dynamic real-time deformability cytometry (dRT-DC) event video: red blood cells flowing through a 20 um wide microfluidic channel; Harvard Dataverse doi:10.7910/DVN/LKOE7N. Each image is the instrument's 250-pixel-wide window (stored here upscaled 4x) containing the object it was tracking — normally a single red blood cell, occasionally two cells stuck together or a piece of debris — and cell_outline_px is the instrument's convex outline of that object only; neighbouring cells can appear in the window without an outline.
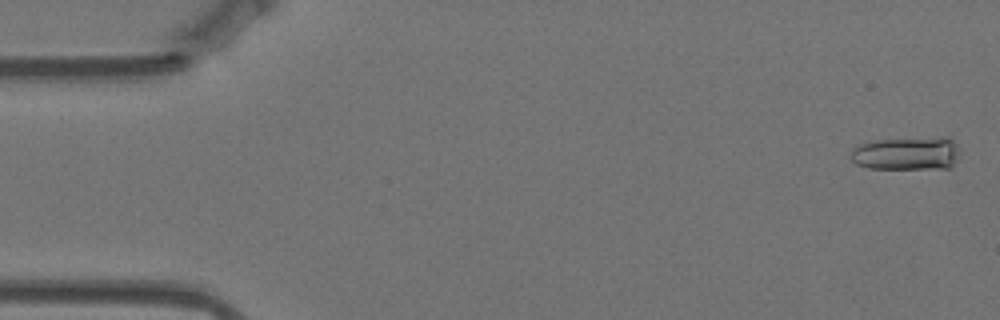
{"species": "Egyptian fruit bat (a non-hibernating species)", "species_latin": "Rousettus aegyptiacus", "temperature_condition": "warm", "stored_images_in_passage": 57, "camera_frame_rate_fps": 3000, "um_per_image_px": 0.085, "animal": {"sex": "female"}, "frame": {"image": 1, "passage_image": 1, "time_ms": 0.0, "image_size_px": [1000, 320], "cell_outline_px": [[960, 156], [952, 168], [868, 168], [856, 164], [848, 156], [852, 148], [856, 144], [872, 140], [944, 136], [948, 136], [960, 148]], "centroid_in_image_um": [77.08, 13.02], "position_along_channel_um": 7.9, "area_um2": 21.91}}
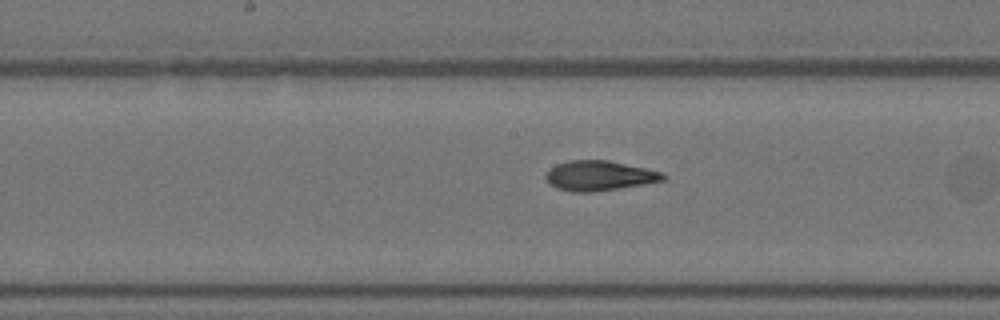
{"frame": {"image": 2, "passage_image": 28, "time_ms": 9.0, "image_size_px": [1000, 320], "cell_outline_px": [[668, 176], [664, 180], [644, 184], [592, 192], [572, 192], [556, 188], [548, 184], [544, 176], [556, 164], [572, 160], [608, 160], [664, 172]], "centroid_in_image_um": [50.95, 14.94], "position_along_channel_um": 197.3, "area_um2": 20.46}}
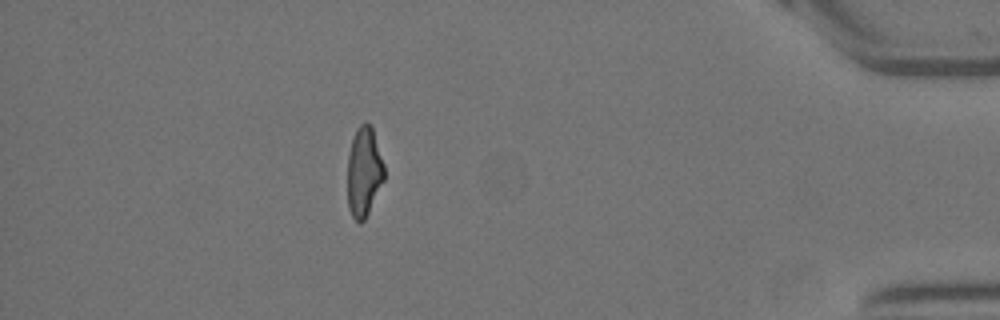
{"frame": {"image": 3, "passage_image": 50, "time_ms": 16.333, "image_size_px": [1000, 320], "cell_outline_px": [[384, 180], [364, 220], [360, 224], [352, 216], [348, 208], [348, 156], [352, 136], [356, 128], [364, 120], [372, 128], [384, 164]], "centroid_in_image_um": [30.92, 14.58], "position_along_channel_um": 404.3, "area_um2": 19.13}, "authors_computed_cell_mechanics": {"area_um2": 20.4034, "velocity_mm_per_s": 3.5368, "shape_relaxation_time_tau1_ms": 5.9602, "shape_relaxation_time_tau2_ms": 2.4713, "deformation_change_tau1": 0.1836, "deformation_change_tau2": 0.1028}}